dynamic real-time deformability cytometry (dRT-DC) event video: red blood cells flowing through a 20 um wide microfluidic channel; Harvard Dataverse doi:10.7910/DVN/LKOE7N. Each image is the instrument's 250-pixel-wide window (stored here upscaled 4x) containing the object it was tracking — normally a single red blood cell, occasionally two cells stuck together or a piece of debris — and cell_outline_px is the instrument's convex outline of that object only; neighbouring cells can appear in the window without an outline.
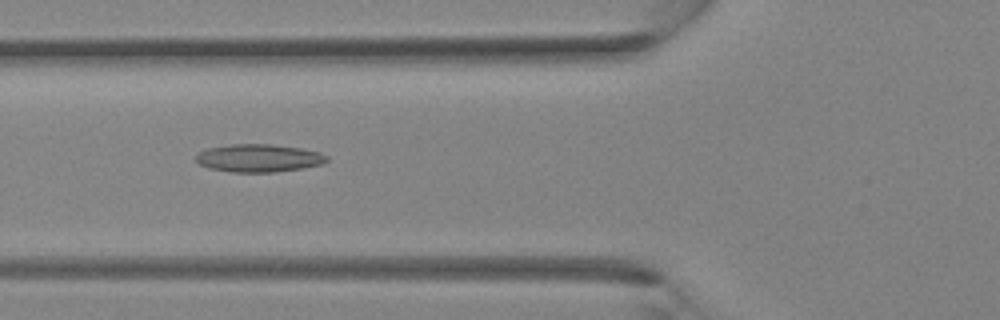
{"species": "Egyptian fruit bat (a non-hibernating species)", "species_latin": "Rousettus aegyptiacus", "temperature_condition": "room temperature", "stored_images_in_passage": 37, "camera_frame_rate_fps": 3000, "um_per_image_px": 0.085, "animal": {"sex": "female"}, "frame": {"image": 1, "passage_image": 14, "time_ms": 4.333, "image_size_px": [1000, 320], "cell_outline_px": [[328, 160], [320, 164], [304, 168], [272, 172], [232, 172], [208, 168], [200, 164], [196, 160], [196, 156], [200, 152], [208, 148], [232, 144], [272, 144], [300, 148], [320, 152], [328, 156]], "centroid_in_image_um": [22.0, 13.43], "position_along_channel_um": 103.8, "area_um2": 21.15}}
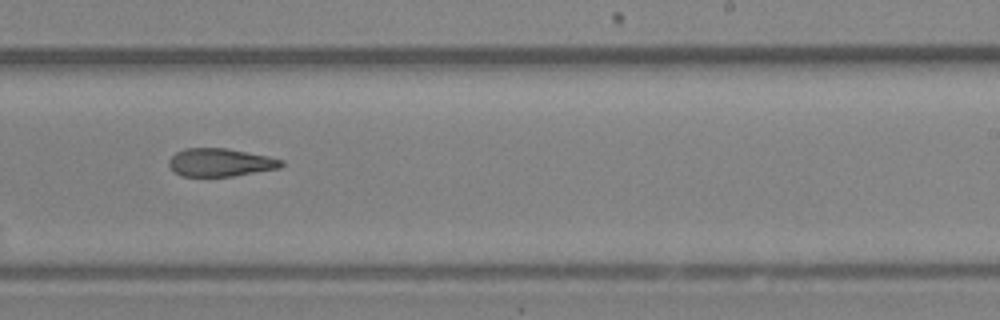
{"frame": {"image": 2, "passage_image": 23, "time_ms": 7.333, "image_size_px": [1000, 320], "cell_outline_px": [[284, 164], [280, 168], [232, 176], [180, 176], [168, 164], [168, 160], [176, 152], [184, 148], [228, 148], [268, 156], [284, 160]], "centroid_in_image_um": [18.74, 13.8], "position_along_channel_um": 270.3, "area_um2": 18.38}}
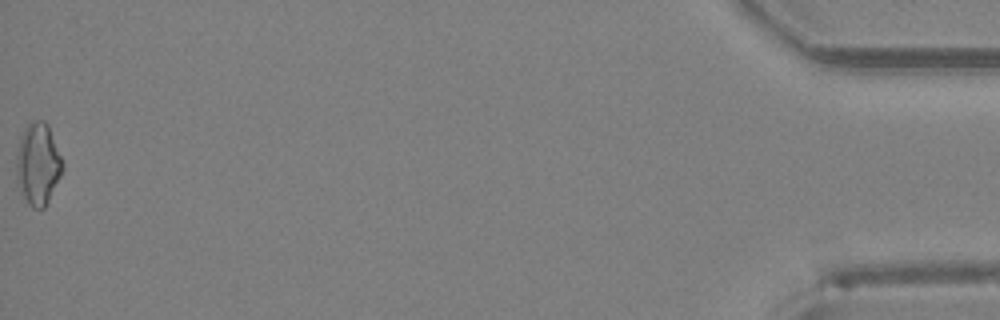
{"frame": {"image": 3, "passage_image": 37, "time_ms": 12.0, "image_size_px": [1000, 320], "cell_outline_px": [[64, 168], [44, 208], [32, 208], [28, 204], [16, 180], [16, 156], [20, 136], [24, 128], [28, 124], [36, 120], [44, 120], [48, 124], [64, 164]], "centroid_in_image_um": [3.22, 13.91], "position_along_channel_um": 432.0, "area_um2": 21.96}}